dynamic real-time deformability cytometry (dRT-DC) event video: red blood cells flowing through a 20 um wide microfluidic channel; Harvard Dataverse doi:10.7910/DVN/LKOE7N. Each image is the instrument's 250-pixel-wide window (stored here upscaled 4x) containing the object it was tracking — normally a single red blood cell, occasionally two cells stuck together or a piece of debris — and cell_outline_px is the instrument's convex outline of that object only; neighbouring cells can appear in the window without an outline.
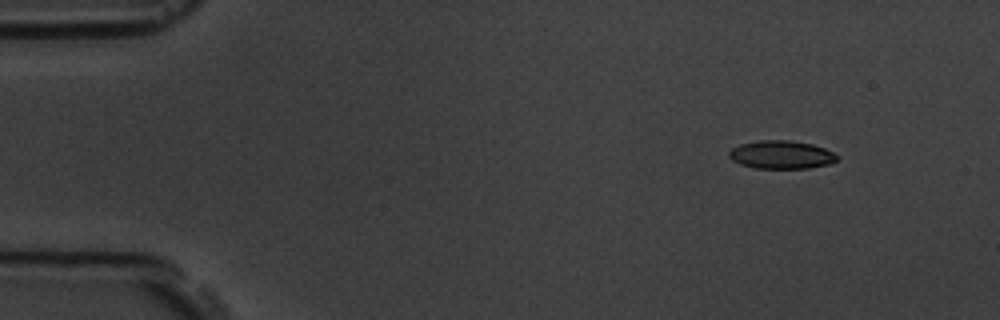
{"species": "common noctule bat (a hibernating species)", "species_latin": "Nyctalus noctula", "temperature_condition": "room temperature", "stored_images_in_passage": 4, "camera_frame_rate_fps": 3000, "um_per_image_px": 0.085, "animal": {"sex": "male", "body_mass_g": 19.5, "forearm_length_mm": 54.6}, "frame": {"image": 1, "passage_image": 1, "time_ms": 0.0, "image_size_px": [1000, 320], "cell_outline_px": [[840, 156], [832, 164], [808, 168], [756, 168], [740, 164], [732, 160], [728, 156], [728, 152], [732, 148], [740, 144], [760, 140], [788, 140], [812, 144], [824, 148]], "centroid_in_image_um": [66.42, 13.15], "position_along_channel_um": 18.6, "area_um2": 17.8}}
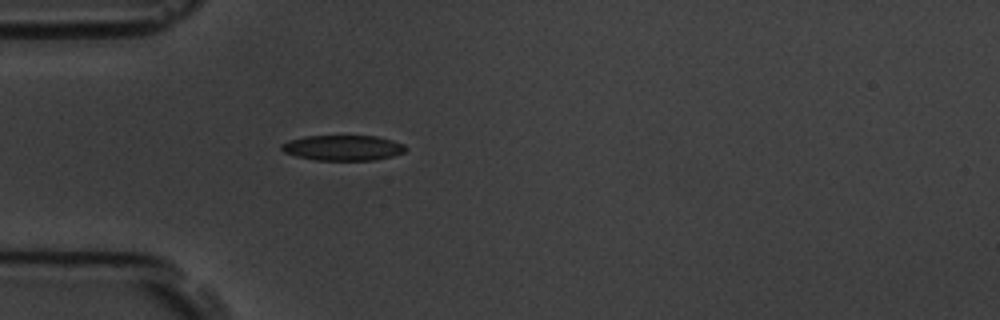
{"frame": {"image": 2, "passage_image": 4, "time_ms": 3.333, "image_size_px": [1000, 320], "cell_outline_px": [[408, 148], [404, 152], [392, 156], [376, 160], [316, 160], [296, 156], [284, 152], [280, 148], [280, 144], [288, 140], [304, 136], [376, 136], [392, 140], [404, 144]], "centroid_in_image_um": [29.14, 12.56], "position_along_channel_um": 55.9, "area_um2": 18.44}}